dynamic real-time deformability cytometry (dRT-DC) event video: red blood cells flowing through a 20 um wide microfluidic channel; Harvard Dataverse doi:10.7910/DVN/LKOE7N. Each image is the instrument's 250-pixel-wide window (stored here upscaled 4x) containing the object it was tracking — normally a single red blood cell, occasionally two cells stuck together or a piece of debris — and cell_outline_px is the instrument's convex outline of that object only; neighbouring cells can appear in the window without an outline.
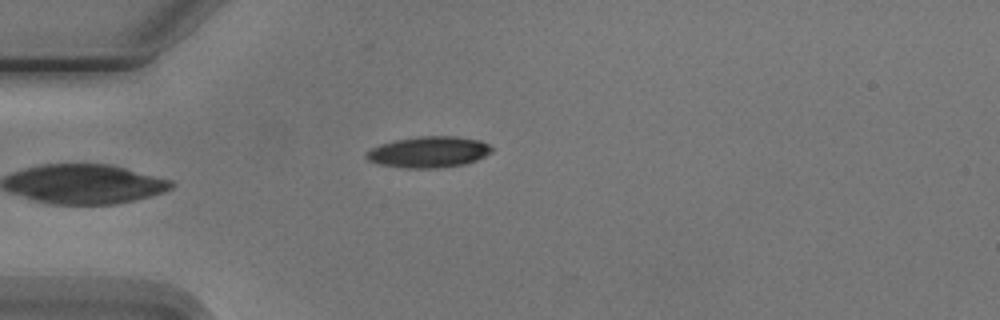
{"species": "Egyptian fruit bat (a non-hibernating species)", "species_latin": "Rousettus aegyptiacus", "temperature_condition": "cold", "stored_images_in_passage": 3, "camera_frame_rate_fps": 3000, "um_per_image_px": 0.085, "animal": {"sex": "male"}, "frame": {"image": 1, "passage_image": 2, "time_ms": 1.333, "image_size_px": [1000, 320], "cell_outline_px": [[492, 152], [476, 160], [464, 164], [440, 168], [404, 168], [380, 164], [368, 160], [364, 156], [364, 152], [380, 144], [396, 140], [420, 136], [456, 136], [480, 140], [488, 144], [492, 148]], "centroid_in_image_um": [36.43, 12.92], "position_along_channel_um": 48.6, "area_um2": 22.77}}